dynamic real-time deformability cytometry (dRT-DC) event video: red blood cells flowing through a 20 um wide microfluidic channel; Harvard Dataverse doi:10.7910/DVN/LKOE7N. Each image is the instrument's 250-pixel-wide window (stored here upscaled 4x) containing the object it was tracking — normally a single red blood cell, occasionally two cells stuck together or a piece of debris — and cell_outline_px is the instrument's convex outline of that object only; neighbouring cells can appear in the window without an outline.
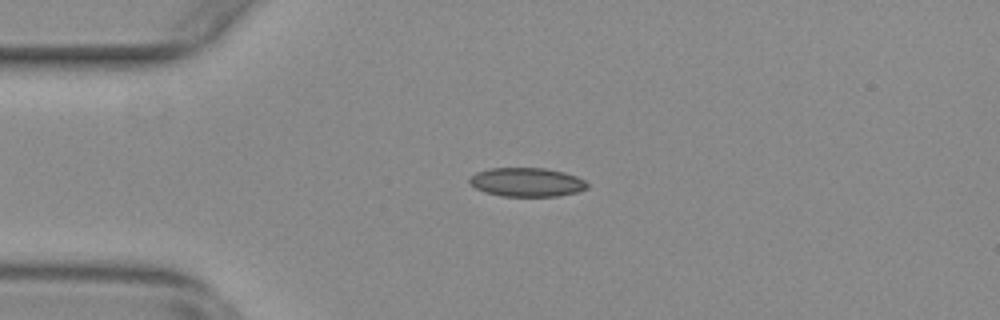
{"species": "common noctule bat (a hibernating species)", "species_latin": "Nyctalus noctula", "temperature_condition": "warm", "stored_images_in_passage": 44, "camera_frame_rate_fps": 3000, "um_per_image_px": 0.085, "animal": {"sex": "female", "body_mass_g": 29.2, "forearm_length_mm": 56.3}, "frame": {"image": 1, "passage_image": 2, "time_ms": 0.333, "image_size_px": [1000, 320], "cell_outline_px": [[588, 188], [576, 192], [560, 196], [500, 196], [484, 192], [476, 188], [468, 180], [468, 176], [476, 172], [492, 168], [544, 168], [564, 172], [576, 176], [584, 180], [588, 184]], "centroid_in_image_um": [44.76, 15.48], "position_along_channel_um": 40.2, "area_um2": 19.88}}
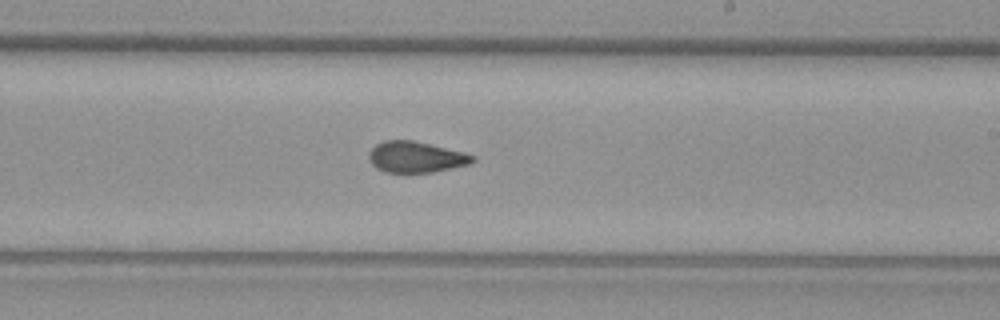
{"frame": {"image": 2, "passage_image": 21, "time_ms": 6.667, "image_size_px": [1000, 320], "cell_outline_px": [[476, 160], [472, 164], [432, 172], [384, 172], [376, 168], [372, 164], [368, 156], [368, 152], [376, 144], [384, 140], [412, 140], [464, 152], [476, 156]], "centroid_in_image_um": [35.37, 13.35], "position_along_channel_um": 253.6, "area_um2": 18.84}}
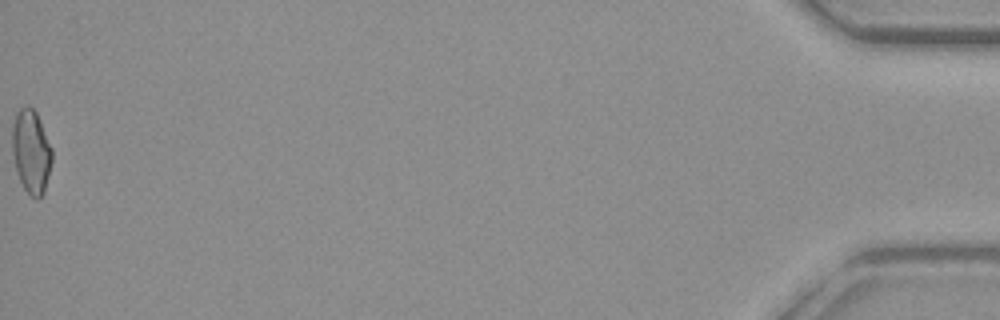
{"frame": {"image": 3, "passage_image": 44, "time_ms": 14.333, "image_size_px": [1000, 320], "cell_outline_px": [[52, 160], [44, 192], [36, 200], [24, 188], [16, 172], [12, 152], [12, 124], [16, 112], [20, 108], [28, 104], [36, 112], [52, 148]], "centroid_in_image_um": [2.63, 12.85], "position_along_channel_um": 432.6, "area_um2": 19.42}, "authors_computed_cell_mechanics": {"area_um2": 19.1896, "velocity_mm_per_s": 3.7681, "shape_relaxation_time_tau1_ms": null, "shape_relaxation_time_tau2_ms": 1.7905, "deformation_change_tau1": null, "deformation_change_tau2": 0.074}}